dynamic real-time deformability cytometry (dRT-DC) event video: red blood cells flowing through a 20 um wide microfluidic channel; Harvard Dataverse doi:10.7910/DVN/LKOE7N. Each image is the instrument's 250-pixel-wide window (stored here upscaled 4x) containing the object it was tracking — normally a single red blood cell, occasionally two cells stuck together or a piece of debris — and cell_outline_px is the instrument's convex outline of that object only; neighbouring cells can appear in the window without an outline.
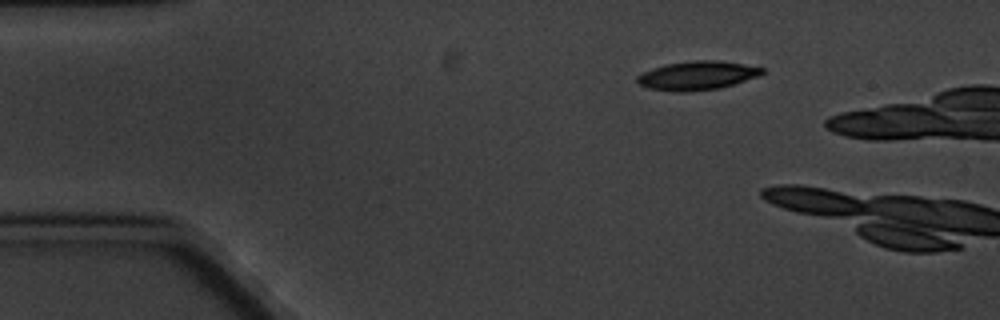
{"species": "common noctule bat (a hibernating species)", "species_latin": "Nyctalus noctula", "temperature_condition": "cold", "stored_images_in_passage": 2, "camera_frame_rate_fps": 3000, "um_per_image_px": 0.085, "animal": {"sex": "male", "body_mass_g": 20.1, "forearm_length_mm": 53.5}, "frame": {"image": 1, "passage_image": 1, "time_ms": 0.0, "image_size_px": [1000, 320], "cell_outline_px": [[764, 72], [760, 76], [720, 88], [684, 92], [676, 92], [648, 88], [640, 84], [636, 80], [636, 76], [652, 68], [668, 64], [692, 60], [720, 60], [744, 64], [764, 68]], "centroid_in_image_um": [59.28, 6.42], "position_along_channel_um": 25.7, "area_um2": 20.98}}